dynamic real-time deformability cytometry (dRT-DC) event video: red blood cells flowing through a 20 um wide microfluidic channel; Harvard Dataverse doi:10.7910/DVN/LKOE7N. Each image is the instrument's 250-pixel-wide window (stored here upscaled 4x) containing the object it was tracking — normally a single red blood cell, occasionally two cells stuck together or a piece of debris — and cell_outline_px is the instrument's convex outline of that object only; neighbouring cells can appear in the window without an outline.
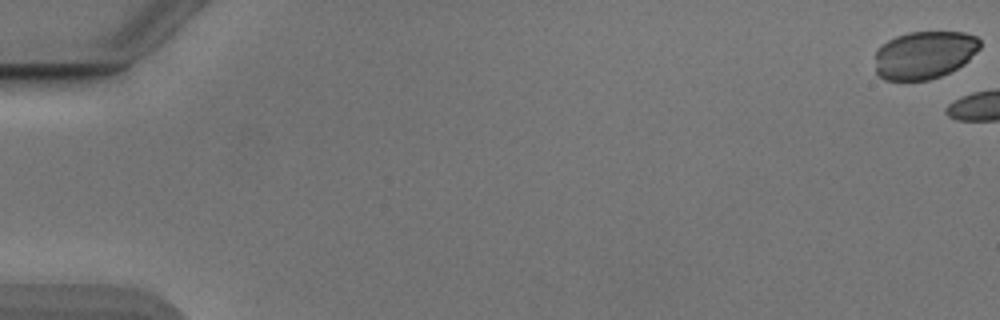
{"species": "Egyptian fruit bat (a non-hibernating species)", "species_latin": "Rousettus aegyptiacus", "temperature_condition": "cold", "stored_images_in_passage": 12, "camera_frame_rate_fps": 3000, "um_per_image_px": 0.085, "animal": {"sex": "male"}, "frame": {"image": 1, "passage_image": 1, "time_ms": 0.0, "image_size_px": [1000, 320], "cell_outline_px": [[980, 48], [964, 64], [940, 76], [928, 80], [884, 80], [876, 72], [876, 52], [888, 40], [896, 36], [908, 32], [964, 32], [976, 36], [980, 40]], "centroid_in_image_um": [78.58, 4.66], "position_along_channel_um": 6.4, "area_um2": 29.07}}